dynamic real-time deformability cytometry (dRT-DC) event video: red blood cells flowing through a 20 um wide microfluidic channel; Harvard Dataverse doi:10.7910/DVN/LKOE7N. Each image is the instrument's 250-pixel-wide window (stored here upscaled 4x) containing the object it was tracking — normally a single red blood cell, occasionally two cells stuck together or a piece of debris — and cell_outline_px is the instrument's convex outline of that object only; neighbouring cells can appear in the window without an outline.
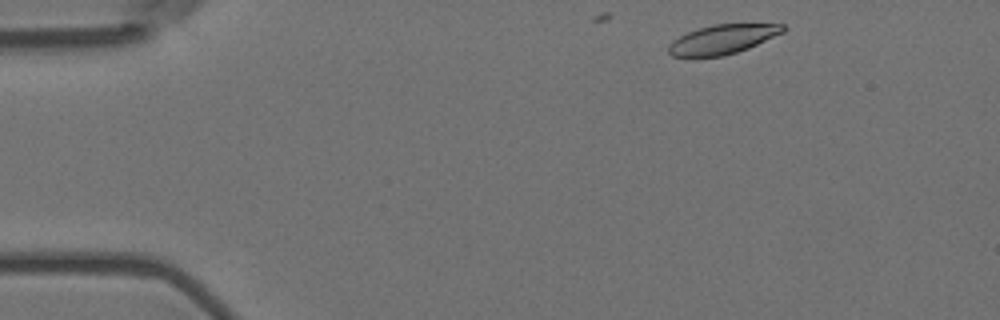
{"species": "Egyptian fruit bat (a non-hibernating species)", "species_latin": "Rousettus aegyptiacus", "temperature_condition": "room temperature", "stored_images_in_passage": 5, "camera_frame_rate_fps": 3000, "um_per_image_px": 0.085, "animal": {"sex": "female"}, "frame": {"image": 1, "passage_image": 1, "time_ms": 0.0, "image_size_px": [1000, 320], "cell_outline_px": [[788, 28], [784, 32], [748, 48], [724, 56], [692, 60], [672, 56], [668, 52], [668, 44], [672, 40], [688, 32], [712, 24], [784, 24]], "centroid_in_image_um": [61.35, 3.39], "position_along_channel_um": 23.7, "area_um2": 20.17}}
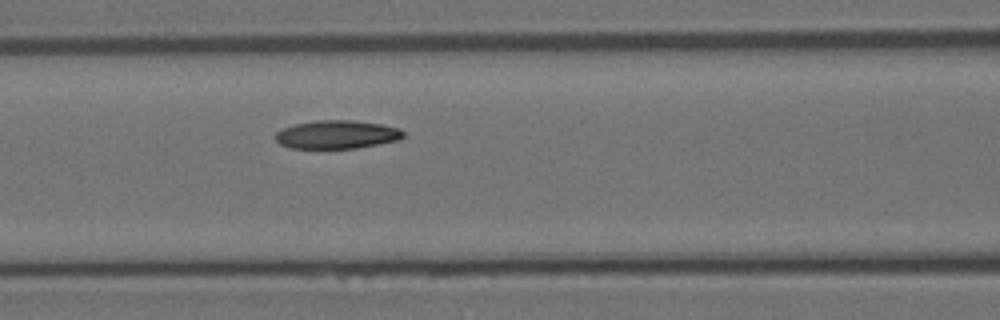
{"frame": {"image": 2, "passage_image": 5, "time_ms": 1.333, "image_size_px": [1000, 320], "cell_outline_px": [[404, 136], [400, 140], [356, 148], [288, 148], [280, 144], [276, 140], [276, 132], [284, 128], [296, 124], [316, 120], [352, 120], [380, 124], [400, 128], [404, 132]], "centroid_in_image_um": [28.65, 11.44], "position_along_channel_um": 137.9, "area_um2": 21.1}}